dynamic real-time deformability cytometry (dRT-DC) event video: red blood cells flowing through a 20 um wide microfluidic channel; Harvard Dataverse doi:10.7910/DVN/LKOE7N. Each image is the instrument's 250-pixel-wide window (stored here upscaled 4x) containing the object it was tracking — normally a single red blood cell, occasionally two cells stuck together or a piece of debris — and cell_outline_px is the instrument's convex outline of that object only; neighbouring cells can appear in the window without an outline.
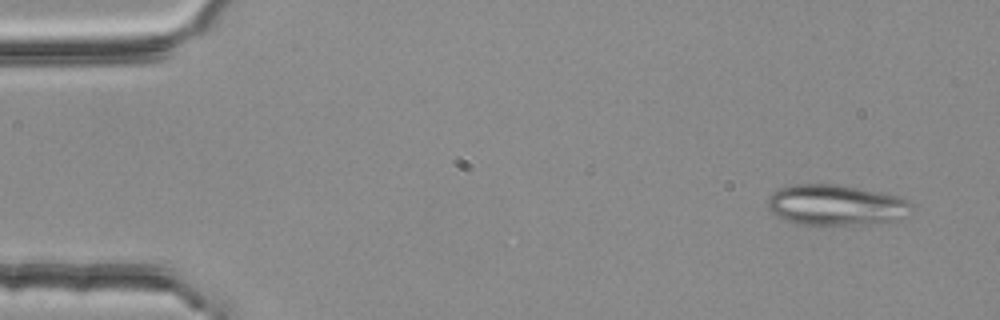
{"species": "common noctule bat (a hibernating species)", "species_latin": "Nyctalus noctula", "temperature_condition": "room temperature", "stored_images_in_passage": 4, "camera_frame_rate_fps": 3000, "um_per_image_px": 0.085, "animal": {"sex": "female", "body_mass_g": 25.1}, "frame": {"image": 1, "passage_image": 1, "time_ms": 0.0, "image_size_px": [1000, 320], "cell_outline_px": [[912, 212], [908, 216], [900, 220], [864, 224], [796, 224], [784, 220], [776, 216], [768, 208], [768, 200], [780, 188], [792, 184], [836, 184], [904, 196], [912, 204]], "centroid_in_image_um": [71.13, 17.43], "position_along_channel_um": 13.9, "area_um2": 34.33}}